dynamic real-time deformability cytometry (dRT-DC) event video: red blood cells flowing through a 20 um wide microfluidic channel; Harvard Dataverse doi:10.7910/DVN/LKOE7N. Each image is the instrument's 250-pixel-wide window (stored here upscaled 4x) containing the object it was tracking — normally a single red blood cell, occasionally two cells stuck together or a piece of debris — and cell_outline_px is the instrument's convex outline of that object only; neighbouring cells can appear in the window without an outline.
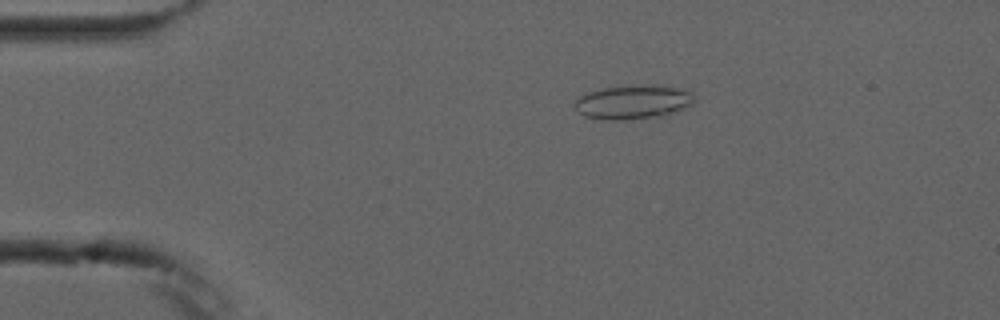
{"species": "common noctule bat (a hibernating species)", "species_latin": "Nyctalus noctula", "temperature_condition": "cold", "stored_images_in_passage": 8, "camera_frame_rate_fps": 3000, "um_per_image_px": 0.085, "animal": {"sex": "male", "forearm_length_mm": 52.5}, "frame": {"image": 1, "passage_image": 3, "time_ms": 2.333, "image_size_px": [1000, 320], "cell_outline_px": [[696, 100], [692, 104], [668, 116], [624, 120], [604, 120], [584, 116], [576, 108], [576, 100], [580, 96], [588, 92], [604, 88], [640, 84], [664, 84], [688, 88], [696, 96]], "centroid_in_image_um": [53.95, 8.65], "position_along_channel_um": 31.0, "area_um2": 24.57}}
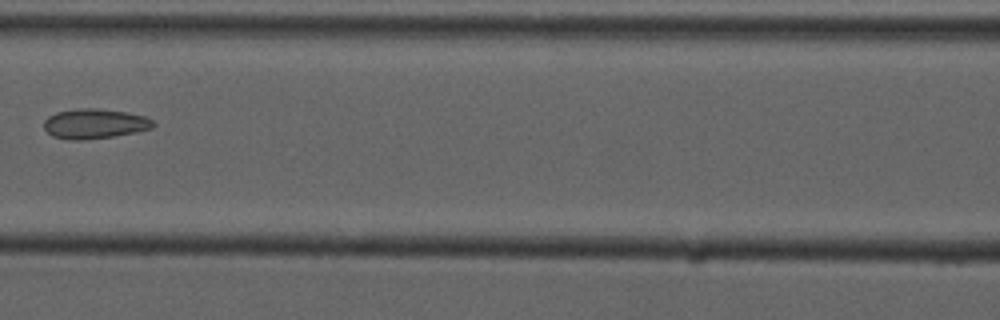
{"frame": {"image": 2, "passage_image": 7, "time_ms": 7.0, "image_size_px": [1000, 320], "cell_outline_px": [[156, 124], [152, 128], [136, 132], [112, 136], [84, 140], [68, 140], [52, 136], [44, 128], [44, 120], [48, 116], [56, 112], [76, 108], [96, 108], [124, 112], [144, 116], [152, 120]], "centroid_in_image_um": [8.01, 10.52], "position_along_channel_um": 158.6, "area_um2": 19.02}}
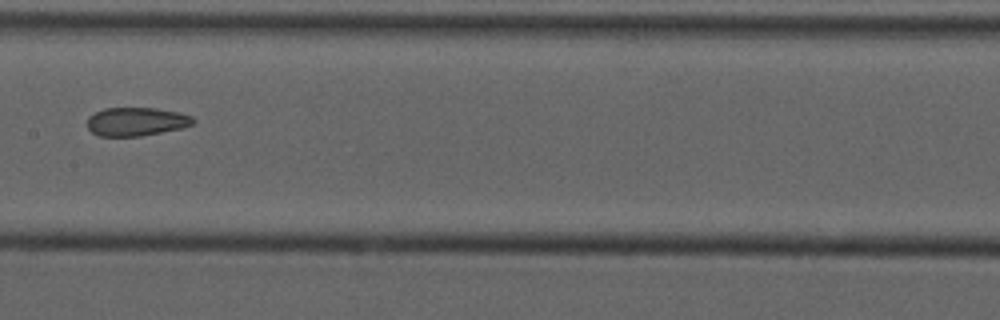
{"frame": {"image": 3, "passage_image": 8, "time_ms": 8.0, "image_size_px": [1000, 320], "cell_outline_px": [[196, 120], [192, 124], [180, 128], [140, 136], [100, 136], [92, 132], [88, 128], [88, 116], [104, 108], [156, 108], [176, 112], [192, 116]], "centroid_in_image_um": [11.56, 10.33], "position_along_channel_um": 195.8, "area_um2": 17.4}}